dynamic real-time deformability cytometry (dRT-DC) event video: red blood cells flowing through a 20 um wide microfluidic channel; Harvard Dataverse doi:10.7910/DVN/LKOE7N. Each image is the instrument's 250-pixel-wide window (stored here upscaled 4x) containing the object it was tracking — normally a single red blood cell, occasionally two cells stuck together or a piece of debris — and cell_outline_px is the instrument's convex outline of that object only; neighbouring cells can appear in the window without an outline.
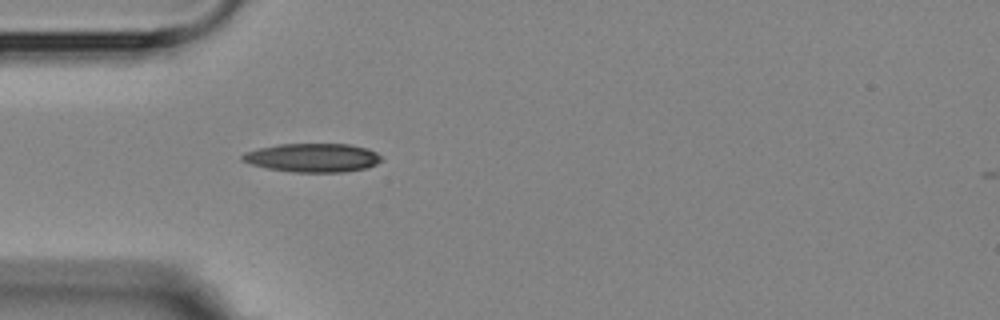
{"species": "Egyptian fruit bat (a non-hibernating species)", "species_latin": "Rousettus aegyptiacus", "temperature_condition": "room temperature", "stored_images_in_passage": 1, "camera_frame_rate_fps": 3000, "um_per_image_px": 0.085, "animal": {"sex": "female"}, "frame": {"image": 1, "passage_image": 1, "time_ms": 0.0, "image_size_px": [1000, 320], "cell_outline_px": [[384, 160], [368, 168], [344, 172], [292, 172], [268, 168], [252, 164], [240, 160], [240, 156], [244, 152], [256, 148], [276, 144], [348, 144], [368, 148], [376, 152]], "centroid_in_image_um": [26.57, 13.4], "position_along_channel_um": 58.4, "area_um2": 23.52}}